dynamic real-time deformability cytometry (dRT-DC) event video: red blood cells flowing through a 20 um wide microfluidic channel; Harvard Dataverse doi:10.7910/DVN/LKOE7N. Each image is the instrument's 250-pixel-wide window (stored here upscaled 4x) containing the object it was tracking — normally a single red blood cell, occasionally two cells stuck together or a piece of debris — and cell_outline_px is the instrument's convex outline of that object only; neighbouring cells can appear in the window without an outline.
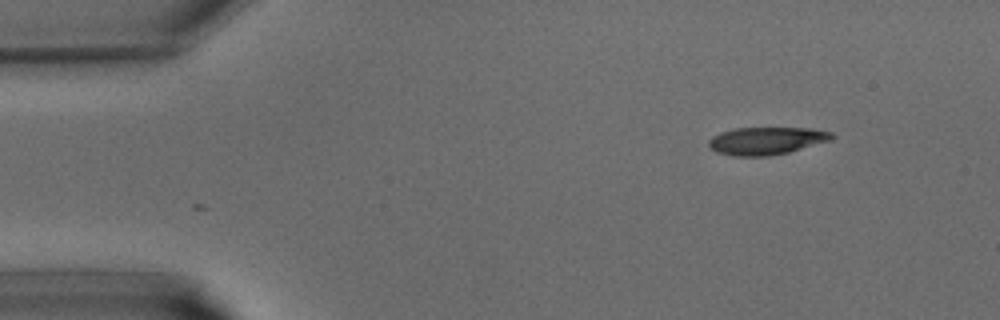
{"species": "common noctule bat (a hibernating species)", "species_latin": "Nyctalus noctula", "temperature_condition": "warm", "stored_images_in_passage": 37, "camera_frame_rate_fps": 3000, "um_per_image_px": 0.085, "animal": {"sex": "male", "body_mass_g": 15.6}, "frame": {"image": 1, "passage_image": 1, "time_ms": 0.0, "image_size_px": [1000, 320], "cell_outline_px": [[836, 136], [832, 140], [788, 152], [768, 156], [732, 156], [716, 152], [708, 144], [708, 140], [712, 136], [720, 132], [732, 128], [812, 128], [832, 132]], "centroid_in_image_um": [65.15, 11.96], "position_along_channel_um": 19.9, "area_um2": 19.94}}
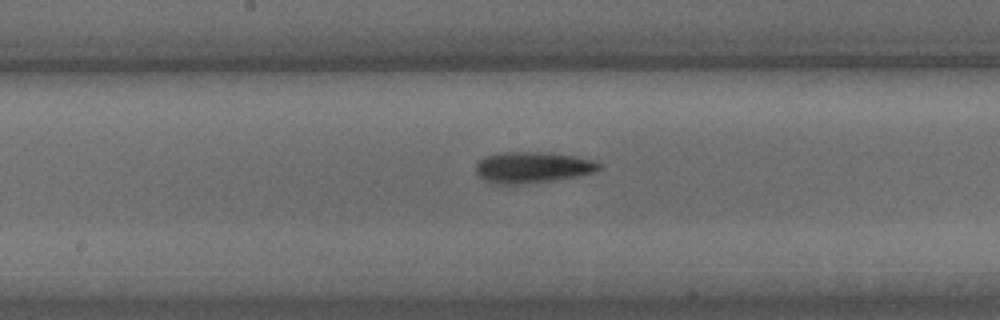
{"frame": {"image": 2, "passage_image": 17, "time_ms": 5.333, "image_size_px": [1000, 320], "cell_outline_px": [[600, 168], [596, 172], [576, 176], [552, 180], [516, 184], [496, 184], [484, 180], [476, 172], [476, 164], [484, 156], [504, 152], [552, 152], [576, 156], [596, 160], [600, 164]], "centroid_in_image_um": [45.28, 14.21], "position_along_channel_um": 202.9, "area_um2": 22.37}}
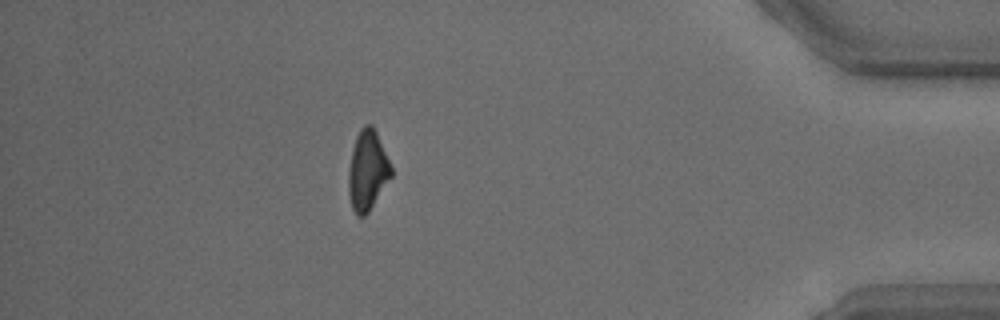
{"frame": {"image": 3, "passage_image": 32, "time_ms": 10.333, "image_size_px": [1000, 320], "cell_outline_px": [[392, 176], [368, 212], [364, 216], [356, 216], [352, 208], [348, 192], [348, 168], [352, 148], [356, 136], [360, 128], [364, 124], [372, 124], [376, 132], [392, 168]], "centroid_in_image_um": [31.21, 14.49], "position_along_channel_um": 404.0, "area_um2": 19.88}}